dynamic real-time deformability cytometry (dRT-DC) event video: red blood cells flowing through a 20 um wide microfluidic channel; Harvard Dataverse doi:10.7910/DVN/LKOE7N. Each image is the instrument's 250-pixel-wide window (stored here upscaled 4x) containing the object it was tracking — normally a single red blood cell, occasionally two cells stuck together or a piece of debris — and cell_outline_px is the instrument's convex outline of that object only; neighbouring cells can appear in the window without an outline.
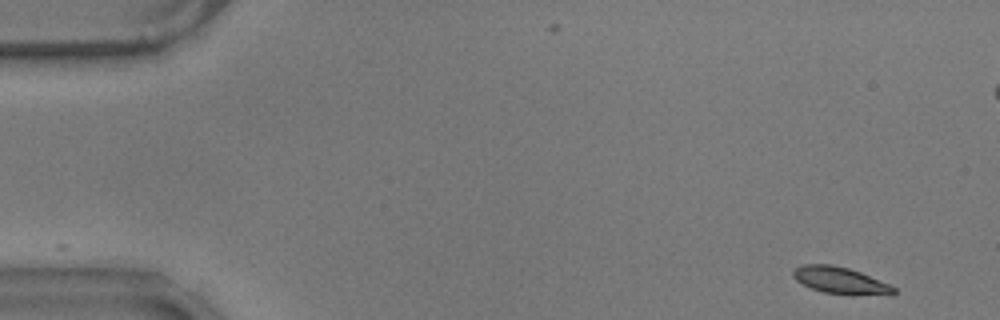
{"species": "common noctule bat (a hibernating species)", "species_latin": "Nyctalus noctula", "temperature_condition": "warm", "stored_images_in_passage": 34, "camera_frame_rate_fps": 3000, "um_per_image_px": 0.085, "animal": {"sex": "male", "body_mass_g": 17.9}, "frame": {"image": 1, "passage_image": 1, "time_ms": 0.0, "image_size_px": [1000, 320], "cell_outline_px": [[896, 292], [892, 296], [824, 292], [812, 288], [796, 280], [792, 276], [792, 272], [796, 268], [804, 264], [832, 264], [848, 268], [860, 272], [888, 284], [896, 288]], "centroid_in_image_um": [71.45, 23.83], "position_along_channel_um": 13.5, "area_um2": 15.43}}